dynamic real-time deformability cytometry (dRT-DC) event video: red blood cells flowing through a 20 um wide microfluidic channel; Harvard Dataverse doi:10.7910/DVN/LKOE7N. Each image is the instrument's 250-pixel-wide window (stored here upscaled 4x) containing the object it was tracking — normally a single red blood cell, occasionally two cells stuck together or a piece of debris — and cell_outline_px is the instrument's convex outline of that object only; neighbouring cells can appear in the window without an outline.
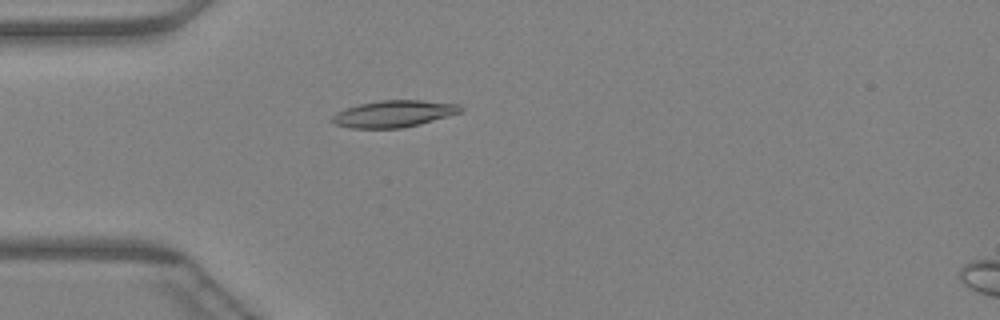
{"species": "Egyptian fruit bat (a non-hibernating species)", "species_latin": "Rousettus aegyptiacus", "temperature_condition": "warm", "stored_images_in_passage": 46, "camera_frame_rate_fps": 3000, "um_per_image_px": 0.085, "animal": {"sex": "female"}, "frame": {"image": 1, "passage_image": 13, "time_ms": 4.0, "image_size_px": [1000, 320], "cell_outline_px": [[464, 108], [460, 112], [420, 124], [404, 128], [352, 128], [332, 124], [328, 120], [336, 112], [360, 104], [380, 100], [420, 100], [460, 104]], "centroid_in_image_um": [33.44, 9.67], "position_along_channel_um": 51.6, "area_um2": 20.06}}
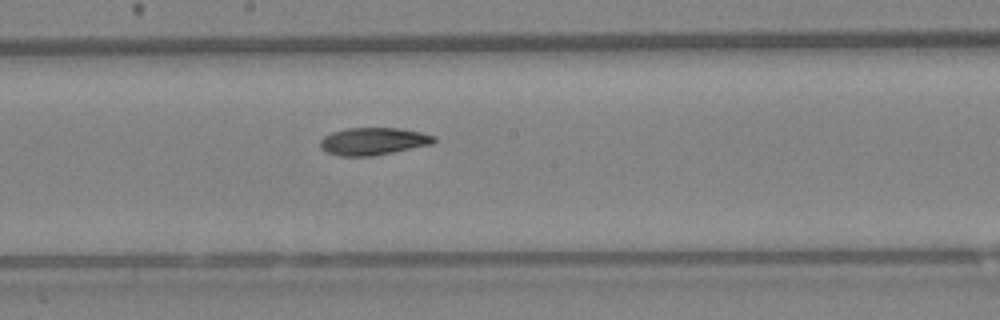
{"frame": {"image": 2, "passage_image": 25, "time_ms": 8.0, "image_size_px": [1000, 320], "cell_outline_px": [[436, 140], [432, 144], [372, 156], [340, 156], [328, 152], [320, 148], [320, 140], [324, 136], [332, 132], [348, 128], [400, 128], [420, 132], [436, 136]], "centroid_in_image_um": [31.72, 12.0], "position_along_channel_um": 216.5, "area_um2": 18.09}}
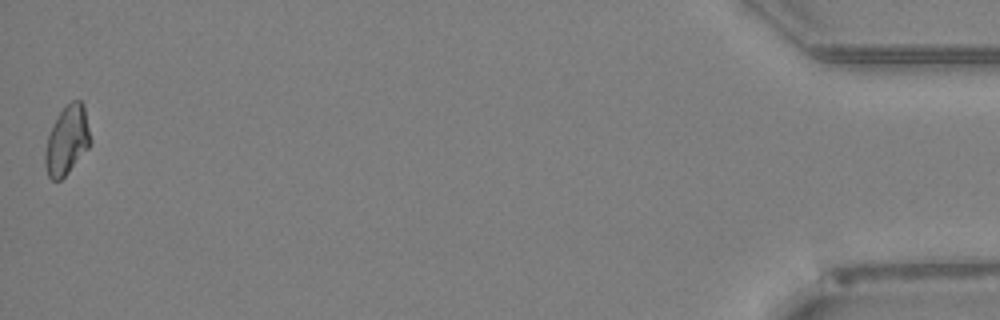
{"frame": {"image": 3, "passage_image": 46, "time_ms": 15.0, "image_size_px": [1000, 320], "cell_outline_px": [[92, 144], [68, 172], [60, 180], [52, 180], [48, 176], [44, 164], [44, 156], [48, 136], [60, 112], [72, 100], [80, 100], [84, 104], [92, 140]], "centroid_in_image_um": [5.72, 11.93], "position_along_channel_um": 429.5, "area_um2": 18.09}}